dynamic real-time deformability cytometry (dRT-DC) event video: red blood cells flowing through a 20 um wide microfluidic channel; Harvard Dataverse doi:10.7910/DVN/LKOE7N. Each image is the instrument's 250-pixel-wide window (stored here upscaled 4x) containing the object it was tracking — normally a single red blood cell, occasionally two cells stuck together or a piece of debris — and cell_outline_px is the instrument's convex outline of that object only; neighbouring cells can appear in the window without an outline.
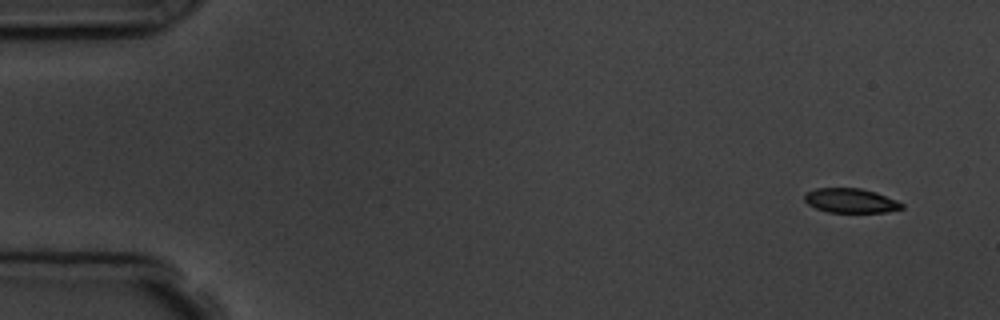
{"species": "common noctule bat (a hibernating species)", "species_latin": "Nyctalus noctula", "temperature_condition": "room temperature", "stored_images_in_passage": 8, "camera_frame_rate_fps": 3000, "um_per_image_px": 0.085, "animal": {"sex": "male", "body_mass_g": 19.5, "forearm_length_mm": 54.6}, "frame": {"image": 1, "passage_image": 1, "time_ms": 0.0, "image_size_px": [1000, 320], "cell_outline_px": [[904, 208], [884, 212], [828, 212], [816, 208], [808, 204], [804, 200], [804, 192], [816, 188], [860, 188], [876, 192], [896, 200], [904, 204]], "centroid_in_image_um": [72.28, 17.04], "position_along_channel_um": 12.7, "area_um2": 13.87}}
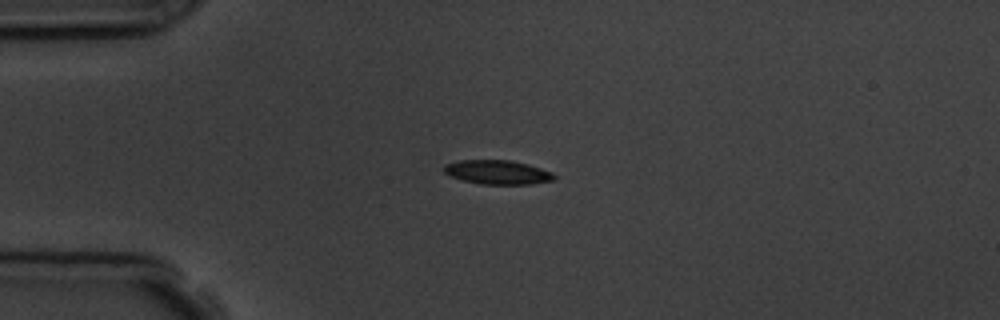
{"frame": {"image": 2, "passage_image": 4, "time_ms": 3.333, "image_size_px": [1000, 320], "cell_outline_px": [[556, 180], [532, 184], [480, 184], [448, 176], [440, 168], [444, 164], [460, 160], [512, 160], [528, 164], [552, 172], [556, 176]], "centroid_in_image_um": [42.27, 14.64], "position_along_channel_um": 42.7, "area_um2": 15.72}}